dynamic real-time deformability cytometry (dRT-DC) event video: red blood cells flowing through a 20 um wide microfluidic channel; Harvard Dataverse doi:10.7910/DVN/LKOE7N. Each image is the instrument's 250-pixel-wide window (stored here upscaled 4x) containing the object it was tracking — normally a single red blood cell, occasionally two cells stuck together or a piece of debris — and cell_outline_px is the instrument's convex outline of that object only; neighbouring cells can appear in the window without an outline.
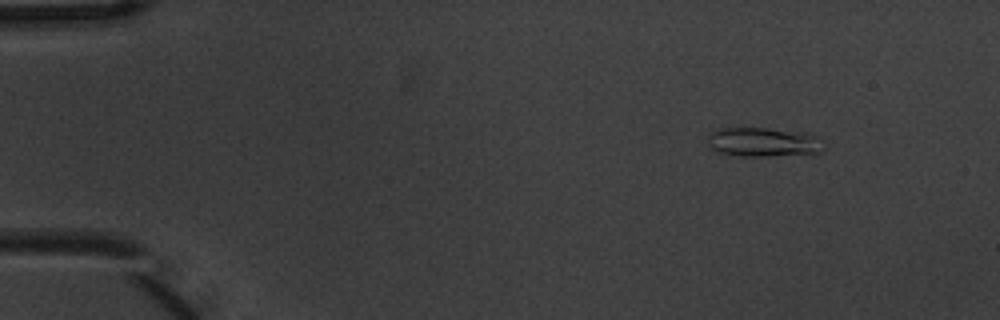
{"species": "common noctule bat (a hibernating species)", "species_latin": "Nyctalus noctula", "temperature_condition": "warm", "stored_images_in_passage": 4, "camera_frame_rate_fps": 3000, "um_per_image_px": 0.085, "animal": {"sex": "male", "body_mass_g": 20.1, "forearm_length_mm": 53.5}, "frame": {"image": 1, "passage_image": 1, "time_ms": 0.0, "image_size_px": [1000, 320], "cell_outline_px": [[824, 148], [820, 152], [768, 156], [740, 156], [720, 152], [712, 148], [708, 144], [708, 136], [712, 132], [720, 128], [764, 128], [808, 132], [824, 140]], "centroid_in_image_um": [64.93, 12.07], "position_along_channel_um": 20.1, "area_um2": 19.77}}